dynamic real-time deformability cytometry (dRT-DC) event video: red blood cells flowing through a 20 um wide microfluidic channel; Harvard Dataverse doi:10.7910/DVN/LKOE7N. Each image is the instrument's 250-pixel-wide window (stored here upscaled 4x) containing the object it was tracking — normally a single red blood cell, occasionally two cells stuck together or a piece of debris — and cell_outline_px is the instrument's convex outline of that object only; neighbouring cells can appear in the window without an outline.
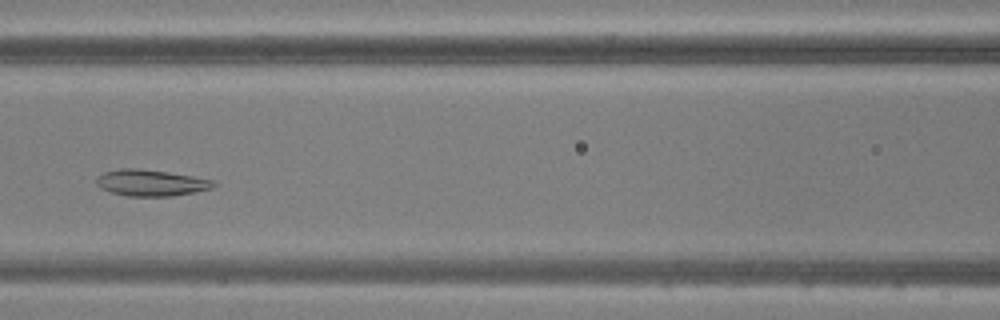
{"species": "common noctule bat (a hibernating species)", "species_latin": "Nyctalus noctula", "temperature_condition": "warm", "stored_images_in_passage": 45, "camera_frame_rate_fps": 3000, "um_per_image_px": 0.085, "animal": {"sex": "male", "body_mass_g": 20.5, "forearm_length_mm": 52.5}, "frame": {"image": 1, "passage_image": 18, "time_ms": 5.667, "image_size_px": [1000, 320], "cell_outline_px": [[216, 184], [212, 188], [196, 192], [172, 196], [128, 196], [112, 192], [100, 188], [96, 184], [96, 176], [104, 172], [120, 168], [140, 168], [168, 172], [216, 180]], "centroid_in_image_um": [12.83, 15.53], "position_along_channel_um": 153.8, "area_um2": 18.15}}
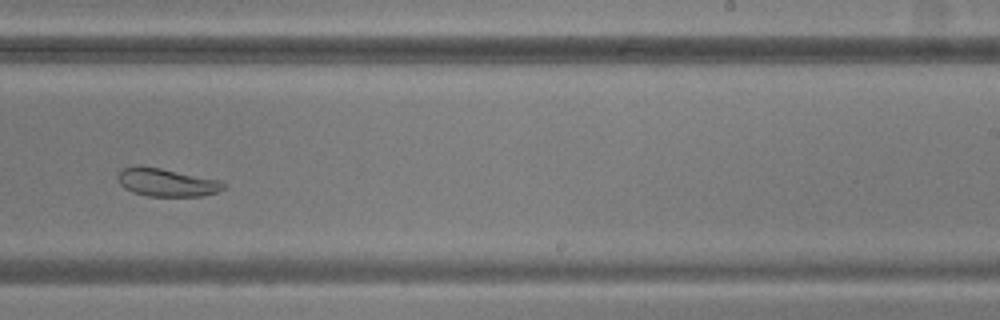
{"frame": {"image": 2, "passage_image": 27, "time_ms": 8.667, "image_size_px": [1000, 320], "cell_outline_px": [[228, 184], [224, 188], [216, 192], [200, 196], [148, 196], [132, 192], [124, 188], [120, 184], [116, 176], [116, 172], [120, 168], [160, 168], [220, 180]], "centroid_in_image_um": [14.17, 15.53], "position_along_channel_um": 274.8, "area_um2": 16.99}}
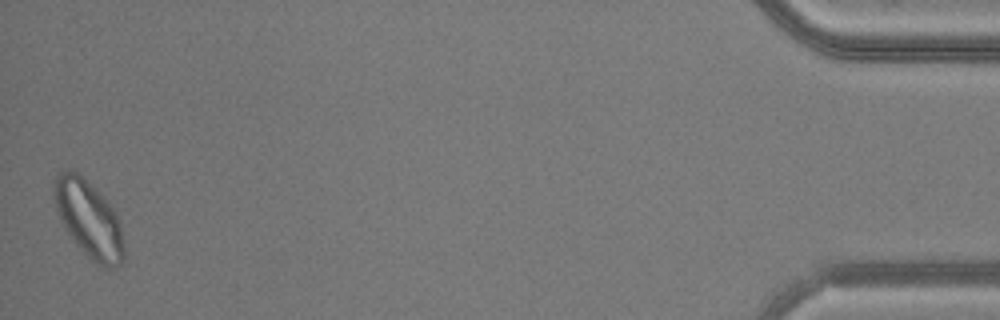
{"frame": {"image": 3, "passage_image": 45, "time_ms": 14.667, "image_size_px": [1000, 320], "cell_outline_px": [[124, 256], [120, 264], [116, 268], [104, 268], [96, 264], [76, 244], [60, 220], [56, 208], [52, 192], [52, 188], [56, 172], [72, 168], [96, 188], [104, 196], [116, 212], [120, 224], [124, 244]], "centroid_in_image_um": [7.54, 18.58], "position_along_channel_um": 427.7, "area_um2": 31.73}}